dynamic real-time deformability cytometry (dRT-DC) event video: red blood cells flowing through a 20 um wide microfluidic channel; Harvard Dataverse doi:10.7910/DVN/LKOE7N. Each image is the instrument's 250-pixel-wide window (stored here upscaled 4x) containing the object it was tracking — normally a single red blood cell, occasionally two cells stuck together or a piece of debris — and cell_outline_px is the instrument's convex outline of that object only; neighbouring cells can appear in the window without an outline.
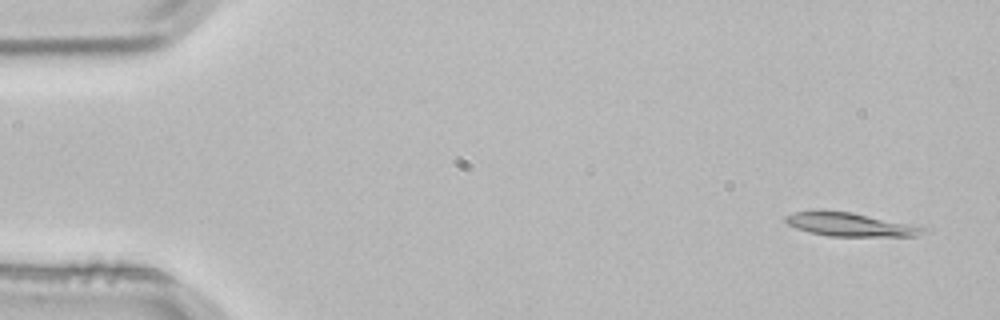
{"species": "common noctule bat (a hibernating species)", "species_latin": "Nyctalus noctula", "temperature_condition": "room temperature", "stored_images_in_passage": 3, "camera_frame_rate_fps": 3000, "um_per_image_px": 0.085, "animal": {"sex": "male", "body_mass_g": 21.5, "forearm_length_mm": 52.0}, "frame": {"image": 1, "passage_image": 1, "time_ms": 0.0, "image_size_px": [1000, 320], "cell_outline_px": [[928, 228], [916, 236], [828, 236], [808, 232], [796, 228], [788, 224], [784, 220], [784, 216], [792, 212], [820, 208], [824, 208], [852, 212], [920, 224]], "centroid_in_image_um": [72.25, 19.04], "position_along_channel_um": 12.7, "area_um2": 19.88}}
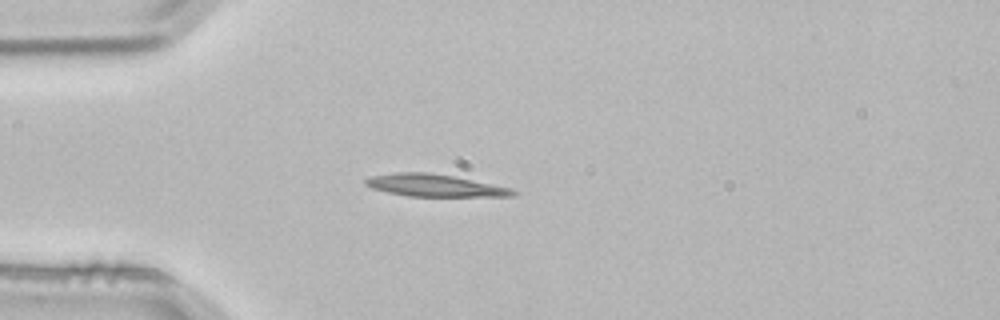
{"frame": {"image": 2, "passage_image": 3, "time_ms": 0.667, "image_size_px": [1000, 320], "cell_outline_px": [[516, 196], [408, 196], [388, 192], [372, 188], [364, 184], [364, 180], [368, 176], [400, 172], [428, 172], [452, 176], [512, 188], [516, 192]], "centroid_in_image_um": [36.91, 15.76], "position_along_channel_um": 48.1, "area_um2": 18.96}}